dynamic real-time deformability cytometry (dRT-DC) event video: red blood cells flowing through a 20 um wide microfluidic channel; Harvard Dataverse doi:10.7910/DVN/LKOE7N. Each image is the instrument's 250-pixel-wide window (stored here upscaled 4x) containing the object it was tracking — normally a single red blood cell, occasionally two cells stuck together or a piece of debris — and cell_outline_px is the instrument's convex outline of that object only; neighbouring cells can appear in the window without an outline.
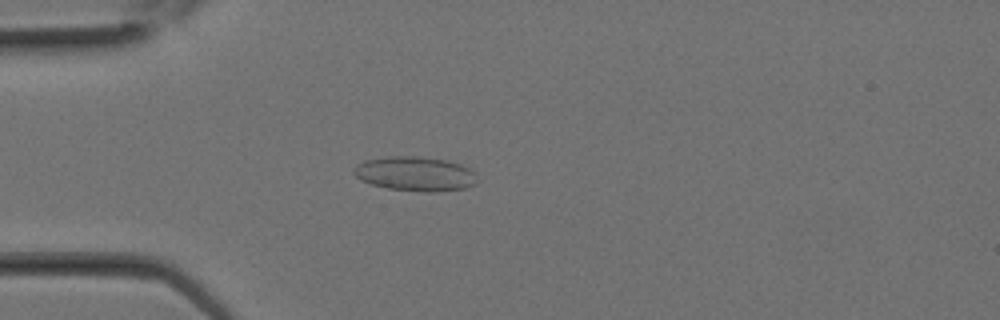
{"species": "Egyptian fruit bat (a non-hibernating species)", "species_latin": "Rousettus aegyptiacus", "temperature_condition": "room temperature", "stored_images_in_passage": 27, "camera_frame_rate_fps": 3000, "um_per_image_px": 0.085, "animal": {"sex": "female"}, "frame": {"image": 1, "passage_image": 7, "time_ms": 2.0, "image_size_px": [1000, 320], "cell_outline_px": [[476, 184], [464, 188], [432, 192], [424, 192], [388, 188], [372, 184], [360, 180], [352, 172], [356, 164], [364, 160], [388, 156], [416, 156], [448, 160], [460, 164], [468, 168], [472, 172]], "centroid_in_image_um": [35.23, 14.76], "position_along_channel_um": 49.8, "area_um2": 24.62}}
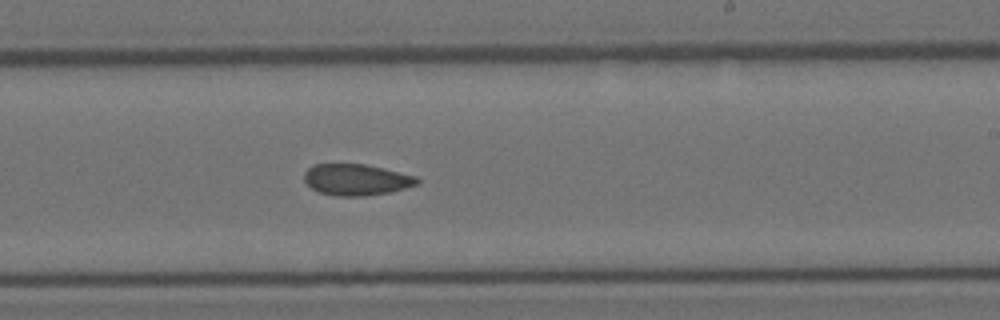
{"frame": {"image": 2, "passage_image": 16, "time_ms": 5.0, "image_size_px": [1000, 320], "cell_outline_px": [[420, 184], [392, 192], [364, 196], [336, 196], [320, 192], [312, 188], [304, 180], [304, 172], [312, 164], [364, 164], [384, 168], [416, 176], [420, 180]], "centroid_in_image_um": [30.32, 15.27], "position_along_channel_um": 258.7, "area_um2": 20.75}}
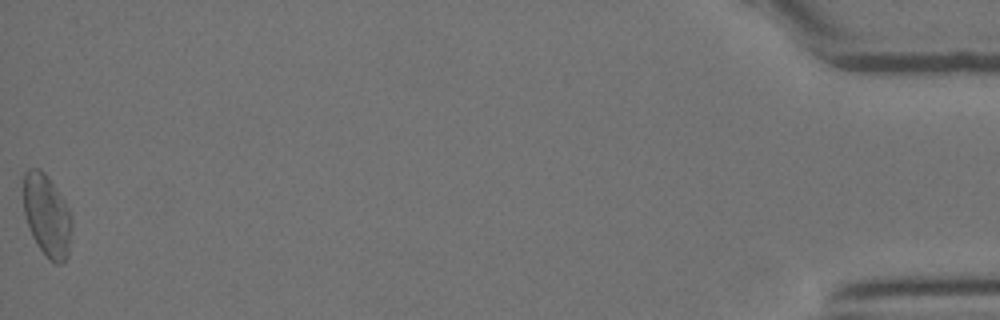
{"frame": {"image": 3, "passage_image": 27, "time_ms": 8.667, "image_size_px": [1000, 320], "cell_outline_px": [[72, 228], [68, 256], [60, 264], [56, 264], [48, 260], [36, 244], [32, 236], [24, 212], [24, 172], [28, 168], [40, 168], [44, 172], [56, 188], [64, 200], [72, 216]], "centroid_in_image_um": [4.0, 18.34], "position_along_channel_um": 431.2, "area_um2": 23.29}}